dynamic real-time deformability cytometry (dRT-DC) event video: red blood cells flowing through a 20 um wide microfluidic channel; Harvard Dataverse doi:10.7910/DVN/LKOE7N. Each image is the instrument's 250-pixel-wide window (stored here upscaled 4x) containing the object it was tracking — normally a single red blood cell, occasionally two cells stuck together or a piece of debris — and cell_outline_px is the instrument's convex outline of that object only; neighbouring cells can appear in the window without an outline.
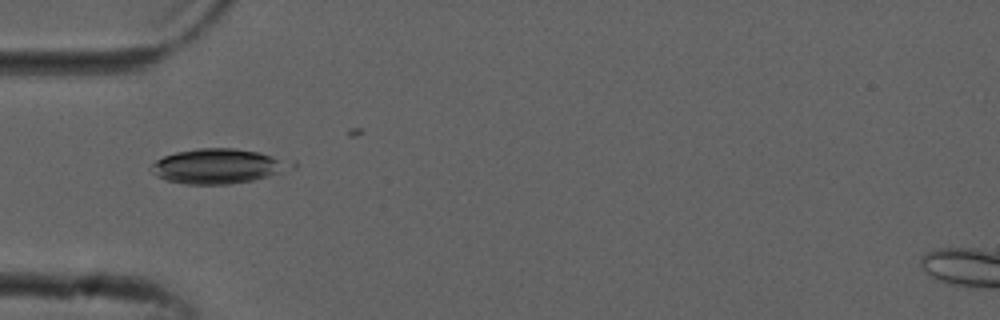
{"species": "common noctule bat (a hibernating species)", "species_latin": "Nyctalus noctula", "temperature_condition": "cold", "stored_images_in_passage": 4, "camera_frame_rate_fps": 3000, "um_per_image_px": 0.085, "animal": {"sex": "male", "forearm_length_mm": 52.5}, "frame": {"image": 1, "passage_image": 1, "time_ms": 0.0, "image_size_px": [1000, 320], "cell_outline_px": [[296, 168], [268, 176], [252, 180], [228, 184], [184, 184], [164, 180], [156, 176], [148, 168], [156, 160], [164, 156], [176, 152], [196, 148], [232, 148], [260, 152], [296, 160]], "centroid_in_image_um": [18.6, 14.11], "position_along_channel_um": 66.4, "area_um2": 28.9}}